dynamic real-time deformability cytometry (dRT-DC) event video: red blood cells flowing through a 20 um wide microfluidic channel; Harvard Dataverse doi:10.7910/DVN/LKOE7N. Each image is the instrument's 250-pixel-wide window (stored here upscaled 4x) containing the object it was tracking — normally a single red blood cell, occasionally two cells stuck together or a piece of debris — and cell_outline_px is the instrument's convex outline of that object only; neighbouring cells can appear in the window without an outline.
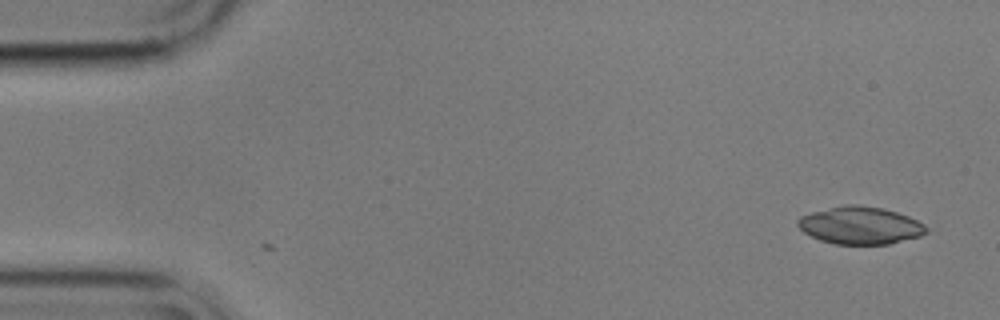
{"species": "common noctule bat (a hibernating species)", "species_latin": "Nyctalus noctula", "temperature_condition": "cold", "stored_images_in_passage": 3, "camera_frame_rate_fps": 3000, "um_per_image_px": 0.085, "animal": {"sex": "male", "body_mass_g": 17.9}, "frame": {"image": 1, "passage_image": 3, "time_ms": 0.667, "image_size_px": [1000, 320], "cell_outline_px": [[928, 232], [920, 236], [888, 244], [836, 244], [820, 240], [804, 232], [796, 224], [796, 220], [800, 216], [812, 212], [848, 204], [856, 204], [884, 208], [908, 216], [924, 224], [928, 228]], "centroid_in_image_um": [73.12, 19.16], "position_along_channel_um": 11.9, "area_um2": 27.98}}